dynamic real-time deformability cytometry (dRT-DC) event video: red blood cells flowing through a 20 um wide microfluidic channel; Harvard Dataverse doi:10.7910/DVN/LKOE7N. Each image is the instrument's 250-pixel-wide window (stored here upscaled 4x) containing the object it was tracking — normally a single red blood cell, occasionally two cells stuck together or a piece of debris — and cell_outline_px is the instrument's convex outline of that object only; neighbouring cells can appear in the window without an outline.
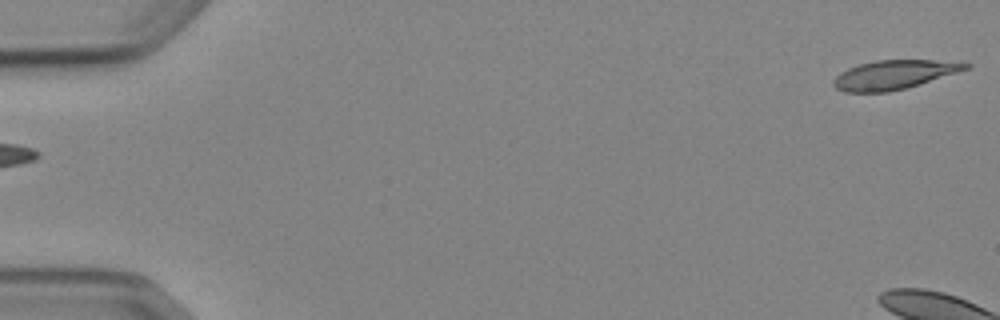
{"species": "Egyptian fruit bat (a non-hibernating species)", "species_latin": "Rousettus aegyptiacus", "temperature_condition": "cold", "stored_images_in_passage": 6, "segment_of_instrument_passage": [2, 2], "camera_frame_rate_fps": 3000, "um_per_image_px": 0.085, "animal": {"sex": "female"}, "frame": {"image": 1, "passage_image": 6, "time_ms": 5.667, "image_size_px": [1000, 320], "cell_outline_px": [[972, 64], [968, 68], [920, 84], [888, 92], [844, 92], [836, 88], [832, 84], [832, 80], [840, 72], [848, 68], [860, 64], [876, 60], [932, 60]], "centroid_in_image_um": [75.91, 6.36], "position_along_channel_um": 9.1, "area_um2": 22.02}}